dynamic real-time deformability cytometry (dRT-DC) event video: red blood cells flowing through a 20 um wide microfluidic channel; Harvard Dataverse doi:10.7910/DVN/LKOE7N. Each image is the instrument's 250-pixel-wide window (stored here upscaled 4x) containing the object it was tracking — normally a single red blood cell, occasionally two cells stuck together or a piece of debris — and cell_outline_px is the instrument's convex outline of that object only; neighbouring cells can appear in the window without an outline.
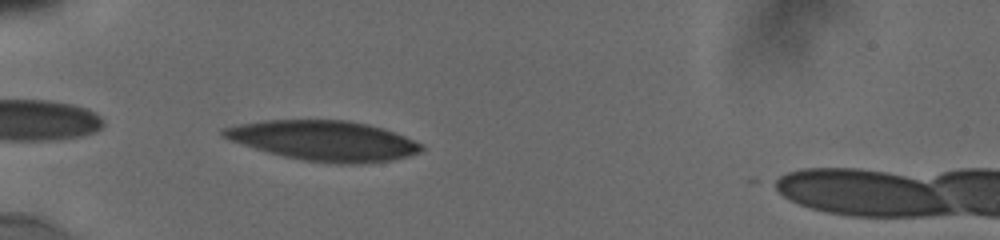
{"species": "human", "species_latin": "Homo sapiens", "temperature_condition": "cold", "stored_images_in_passage": 31, "camera_frame_rate_fps": 3000, "um_per_image_px": 0.085, "donor": {"sex": "male"}, "frame": {"image": 1, "passage_image": 1, "time_ms": 0.0, "image_size_px": [1000, 240], "cell_outline_px": [[424, 148], [420, 152], [408, 156], [392, 160], [364, 164], [340, 164], [304, 160], [284, 156], [268, 152], [232, 140], [224, 136], [220, 132], [224, 128], [236, 124], [264, 120], [348, 120], [368, 124], [404, 136], [420, 144]], "centroid_in_image_um": [27.54, 11.96], "position_along_channel_um": 57.5, "area_um2": 45.72}}
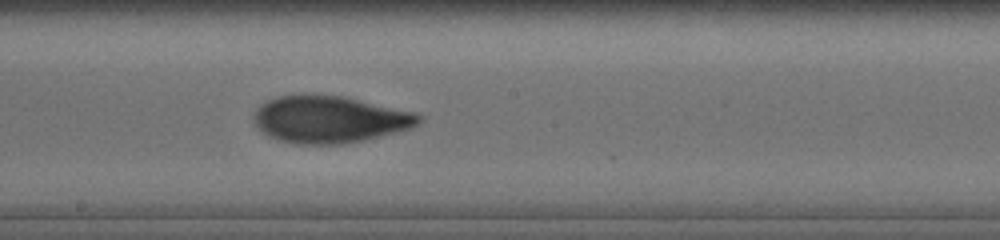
{"frame": {"image": 2, "passage_image": 13, "time_ms": 4.667, "image_size_px": [1000, 240], "cell_outline_px": [[424, 120], [420, 124], [412, 128], [364, 140], [344, 144], [296, 144], [280, 140], [268, 136], [256, 124], [252, 116], [256, 108], [260, 104], [276, 96], [344, 96], [416, 112], [424, 116]], "centroid_in_image_um": [28.08, 10.16], "position_along_channel_um": 220.1, "area_um2": 45.14}}
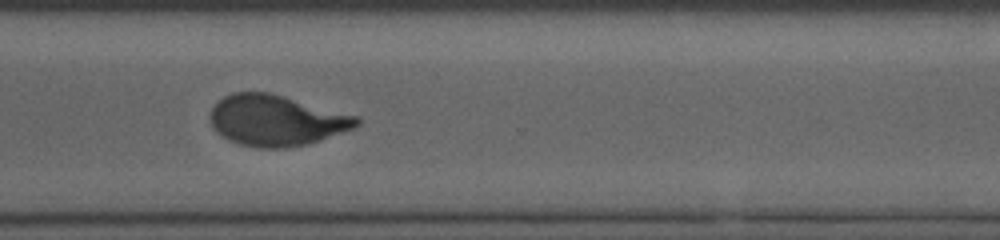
{"frame": {"image": 3, "passage_image": 22, "time_ms": 8.0, "image_size_px": [1000, 240], "cell_outline_px": [[360, 124], [352, 128], [308, 144], [284, 148], [256, 148], [240, 144], [228, 140], [216, 132], [212, 124], [212, 108], [224, 96], [232, 92], [268, 92], [360, 116]], "centroid_in_image_um": [23.49, 10.24], "position_along_channel_um": 347.1, "area_um2": 43.12}, "authors_computed_cell_mechanics": {"area_um2": 44.6794, "velocity_mm_per_s": 3.8253, "shape_relaxation_time_tau1_ms": 7.1348, "shape_relaxation_time_tau2_ms": 1.7902, "deformation_change_tau1": 0.249, "deformation_change_tau2": 0.076}}